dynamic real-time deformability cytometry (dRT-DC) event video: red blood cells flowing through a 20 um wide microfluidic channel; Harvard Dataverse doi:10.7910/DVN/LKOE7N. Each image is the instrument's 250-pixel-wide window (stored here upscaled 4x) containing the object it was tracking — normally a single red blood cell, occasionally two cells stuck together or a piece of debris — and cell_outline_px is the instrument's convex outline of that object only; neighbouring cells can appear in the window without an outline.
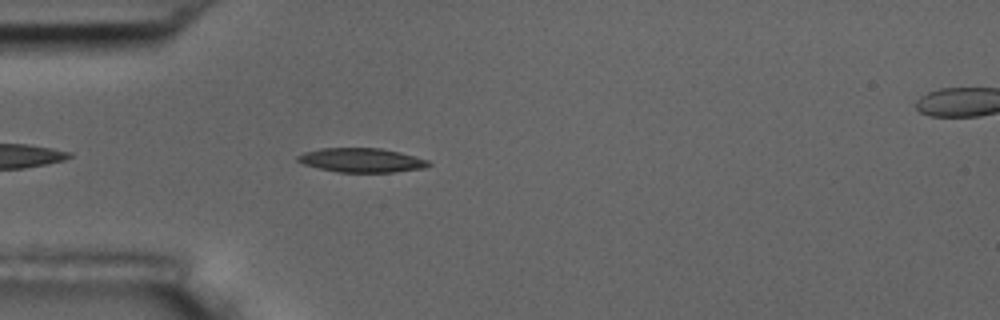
{"species": "common noctule bat (a hibernating species)", "species_latin": "Nyctalus noctula", "temperature_condition": "room temperature", "stored_images_in_passage": 44, "camera_frame_rate_fps": 3000, "um_per_image_px": 0.085, "animal": {"sex": "male", "body_mass_g": 17.5, "forearm_length_mm": 52.3}, "frame": {"image": 1, "passage_image": 4, "time_ms": 1.0, "image_size_px": [1000, 320], "cell_outline_px": [[432, 164], [424, 168], [396, 172], [336, 172], [304, 164], [296, 160], [296, 156], [304, 152], [320, 148], [380, 148], [400, 152], [428, 160]], "centroid_in_image_um": [30.73, 13.61], "position_along_channel_um": 54.3, "area_um2": 18.44}}
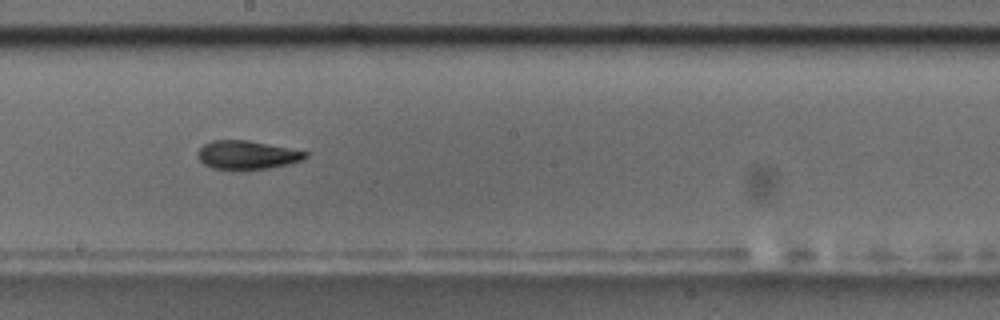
{"frame": {"image": 2, "passage_image": 19, "time_ms": 6.0, "image_size_px": [1000, 320], "cell_outline_px": [[308, 156], [304, 160], [288, 164], [268, 168], [240, 172], [212, 168], [204, 164], [196, 156], [196, 152], [204, 144], [212, 140], [248, 140], [308, 152]], "centroid_in_image_um": [20.96, 13.2], "position_along_channel_um": 227.2, "area_um2": 18.44}}
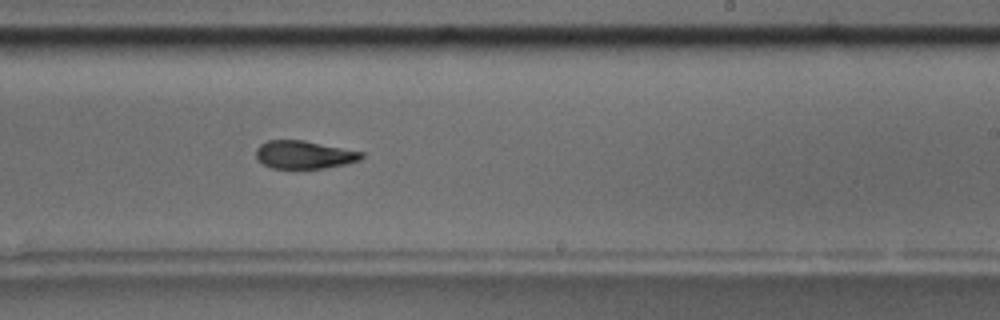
{"frame": {"image": 3, "passage_image": 22, "time_ms": 7.0, "image_size_px": [1000, 320], "cell_outline_px": [[364, 156], [360, 160], [344, 164], [324, 168], [272, 168], [256, 160], [256, 148], [260, 144], [268, 140], [304, 140], [364, 152]], "centroid_in_image_um": [25.84, 13.14], "position_along_channel_um": 263.2, "area_um2": 17.22}, "authors_computed_cell_mechanics": {"area_um2": 18.207, "velocity_mm_per_s": 3.6027, "shape_relaxation_time_tau1_ms": 5.4052, "shape_relaxation_time_tau2_ms": 4.4538, "deformation_change_tau1": 0.1653, "deformation_change_tau2": 0.1086}}